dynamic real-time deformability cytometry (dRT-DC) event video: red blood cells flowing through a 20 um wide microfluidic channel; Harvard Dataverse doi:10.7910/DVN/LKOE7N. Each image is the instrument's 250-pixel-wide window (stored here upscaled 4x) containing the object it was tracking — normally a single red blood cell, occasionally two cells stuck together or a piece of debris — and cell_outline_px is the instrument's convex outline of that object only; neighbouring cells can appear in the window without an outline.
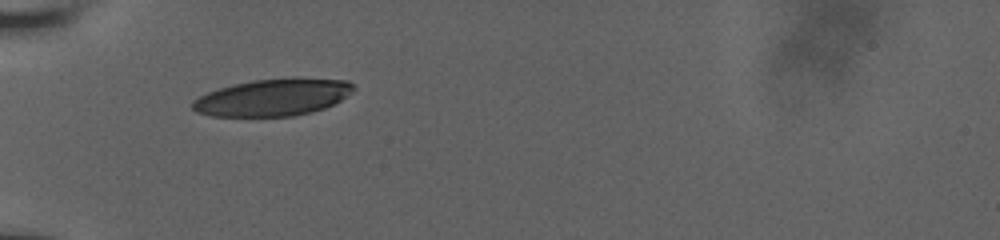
{"species": "human", "species_latin": "Homo sapiens", "temperature_condition": "room temperature", "stored_images_in_passage": 12, "camera_frame_rate_fps": 3000, "um_per_image_px": 0.085, "donor": {"sex": "male"}, "frame": {"image": 1, "passage_image": 1, "time_ms": 0.0, "image_size_px": [1000, 240], "cell_outline_px": [[356, 88], [352, 92], [340, 100], [324, 108], [312, 112], [292, 116], [212, 116], [196, 112], [192, 108], [192, 100], [208, 92], [232, 84], [252, 80], [296, 76], [348, 80]], "centroid_in_image_um": [23.22, 8.25], "position_along_channel_um": 61.8, "area_um2": 35.2}}
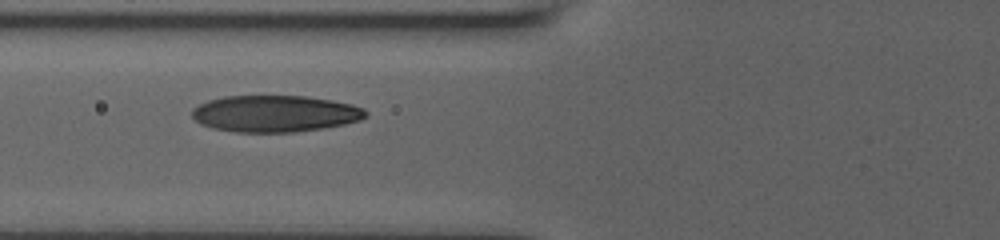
{"frame": {"image": 2, "passage_image": 11, "time_ms": 1.333, "image_size_px": [1000, 240], "cell_outline_px": [[368, 116], [360, 120], [344, 124], [324, 128], [296, 132], [236, 132], [212, 128], [200, 124], [192, 116], [192, 108], [208, 100], [224, 96], [304, 96], [332, 100], [352, 104], [364, 108], [368, 112]], "centroid_in_image_um": [23.39, 9.66], "position_along_channel_um": 102.4, "area_um2": 37.28}}